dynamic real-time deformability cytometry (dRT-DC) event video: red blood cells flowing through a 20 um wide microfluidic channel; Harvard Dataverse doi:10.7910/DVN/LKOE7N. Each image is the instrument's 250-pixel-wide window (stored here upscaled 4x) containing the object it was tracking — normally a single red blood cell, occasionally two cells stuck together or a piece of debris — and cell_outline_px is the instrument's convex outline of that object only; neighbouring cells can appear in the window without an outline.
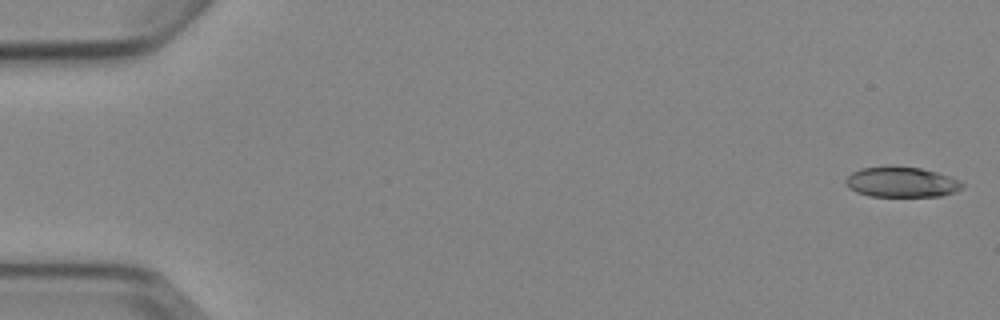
{"species": "Egyptian fruit bat (a non-hibernating species)", "species_latin": "Rousettus aegyptiacus", "temperature_condition": "cold", "stored_images_in_passage": 5, "camera_frame_rate_fps": 3000, "um_per_image_px": 0.085, "animal": {"sex": "female"}, "frame": {"image": 1, "passage_image": 1, "time_ms": 0.0, "image_size_px": [1000, 320], "cell_outline_px": [[964, 188], [956, 192], [940, 196], [868, 196], [856, 192], [848, 188], [844, 180], [852, 172], [860, 168], [888, 164], [920, 168], [936, 172], [948, 176], [964, 184]], "centroid_in_image_um": [76.58, 15.46], "position_along_channel_um": 8.4, "area_um2": 20.98}}
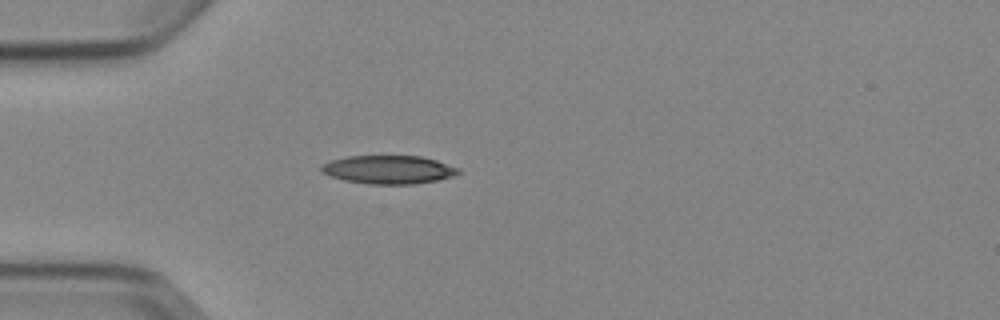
{"frame": {"image": 2, "passage_image": 5, "time_ms": 4.667, "image_size_px": [1000, 320], "cell_outline_px": [[460, 172], [452, 176], [436, 180], [416, 184], [368, 184], [344, 180], [332, 176], [324, 172], [320, 168], [324, 164], [332, 160], [348, 156], [420, 156], [436, 160], [460, 168]], "centroid_in_image_um": [33.06, 14.42], "position_along_channel_um": 51.9, "area_um2": 22.43}}